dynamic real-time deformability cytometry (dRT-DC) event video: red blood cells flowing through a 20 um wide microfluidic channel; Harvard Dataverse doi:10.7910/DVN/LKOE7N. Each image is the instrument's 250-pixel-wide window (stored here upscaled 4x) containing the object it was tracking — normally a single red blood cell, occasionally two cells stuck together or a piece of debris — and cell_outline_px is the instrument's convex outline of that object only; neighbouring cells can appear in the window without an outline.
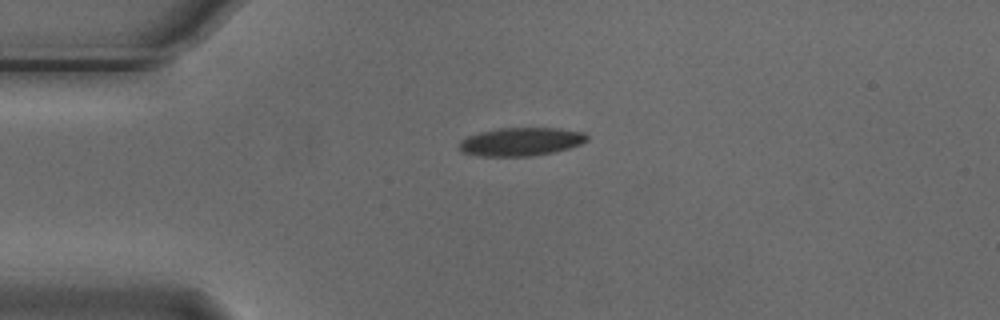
{"species": "Egyptian fruit bat (a non-hibernating species)", "species_latin": "Rousettus aegyptiacus", "temperature_condition": "cold", "stored_images_in_passage": 5, "camera_frame_rate_fps": 3000, "um_per_image_px": 0.085, "animal": {"sex": "male"}, "frame": {"image": 1, "passage_image": 5, "time_ms": 1.333, "image_size_px": [1000, 320], "cell_outline_px": [[588, 140], [580, 144], [568, 148], [552, 152], [528, 156], [480, 156], [464, 152], [460, 148], [460, 140], [468, 136], [480, 132], [496, 128], [560, 128], [584, 132], [588, 136]], "centroid_in_image_um": [44.3, 12.03], "position_along_channel_um": 40.7, "area_um2": 20.92}}